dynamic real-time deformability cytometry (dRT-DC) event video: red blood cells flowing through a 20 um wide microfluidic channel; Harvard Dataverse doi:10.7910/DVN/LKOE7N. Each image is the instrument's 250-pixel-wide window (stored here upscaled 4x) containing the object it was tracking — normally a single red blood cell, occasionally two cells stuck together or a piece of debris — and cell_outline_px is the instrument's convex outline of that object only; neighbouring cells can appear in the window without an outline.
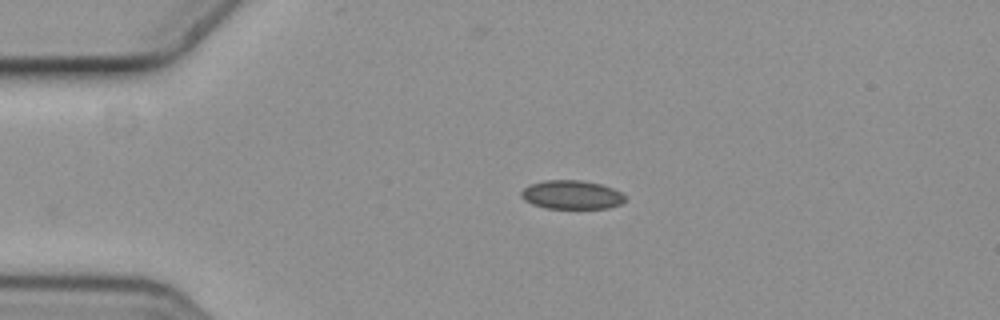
{"species": "common noctule bat (a hibernating species)", "species_latin": "Nyctalus noctula", "temperature_condition": "cold", "stored_images_in_passage": 2, "camera_frame_rate_fps": 3000, "um_per_image_px": 0.085, "animal": {"sex": "female", "body_mass_g": 19.3, "forearm_length_mm": 54.1}, "frame": {"image": 1, "passage_image": 1, "time_ms": 0.0, "image_size_px": [1000, 320], "cell_outline_px": [[624, 200], [620, 204], [608, 208], [544, 208], [532, 204], [524, 200], [520, 196], [520, 192], [528, 184], [544, 180], [580, 180], [600, 184], [612, 188], [620, 192], [624, 196]], "centroid_in_image_um": [48.53, 16.55], "position_along_channel_um": 36.5, "area_um2": 17.4}}